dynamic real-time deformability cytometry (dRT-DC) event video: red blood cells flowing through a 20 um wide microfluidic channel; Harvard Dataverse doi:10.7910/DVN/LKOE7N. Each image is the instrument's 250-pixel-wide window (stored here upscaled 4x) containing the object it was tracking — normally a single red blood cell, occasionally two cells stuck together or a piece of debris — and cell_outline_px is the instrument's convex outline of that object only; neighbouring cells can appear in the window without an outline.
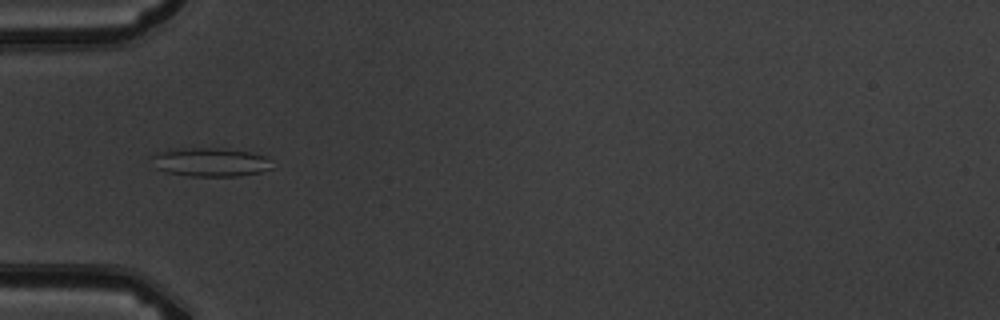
{"species": "common noctule bat (a hibernating species)", "species_latin": "Nyctalus noctula", "temperature_condition": "warm", "stored_images_in_passage": 7, "camera_frame_rate_fps": 3000, "um_per_image_px": 0.085, "animal": {"sex": "male", "body_mass_g": 19.5, "forearm_length_mm": 54.6}, "frame": {"image": 1, "passage_image": 6, "time_ms": 5.667, "image_size_px": [1000, 320], "cell_outline_px": [[272, 168], [260, 172], [236, 176], [192, 176], [168, 172], [156, 168], [148, 156], [168, 148], [216, 148], [248, 152], [264, 156], [272, 160]], "centroid_in_image_um": [17.82, 13.77], "position_along_channel_um": 67.2, "area_um2": 20.23}}
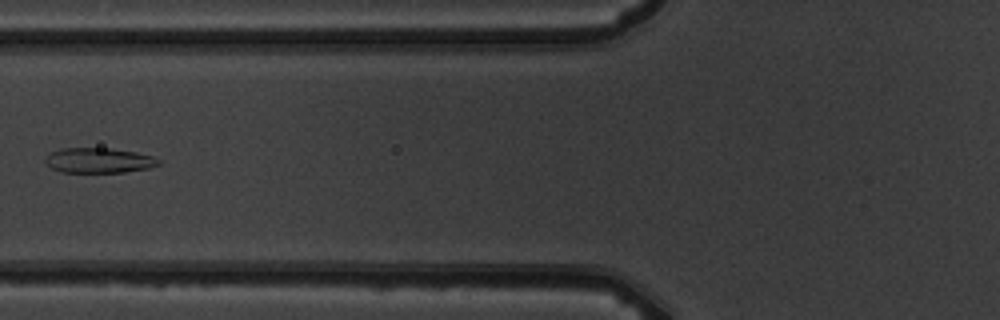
{"frame": {"image": 2, "passage_image": 7, "time_ms": 7.0, "image_size_px": [1000, 320], "cell_outline_px": [[160, 164], [148, 168], [124, 172], [60, 172], [52, 168], [44, 160], [52, 152], [60, 148], [112, 148], [136, 152], [152, 156], [160, 160]], "centroid_in_image_um": [8.42, 13.63], "position_along_channel_um": 117.4, "area_um2": 16.47}}